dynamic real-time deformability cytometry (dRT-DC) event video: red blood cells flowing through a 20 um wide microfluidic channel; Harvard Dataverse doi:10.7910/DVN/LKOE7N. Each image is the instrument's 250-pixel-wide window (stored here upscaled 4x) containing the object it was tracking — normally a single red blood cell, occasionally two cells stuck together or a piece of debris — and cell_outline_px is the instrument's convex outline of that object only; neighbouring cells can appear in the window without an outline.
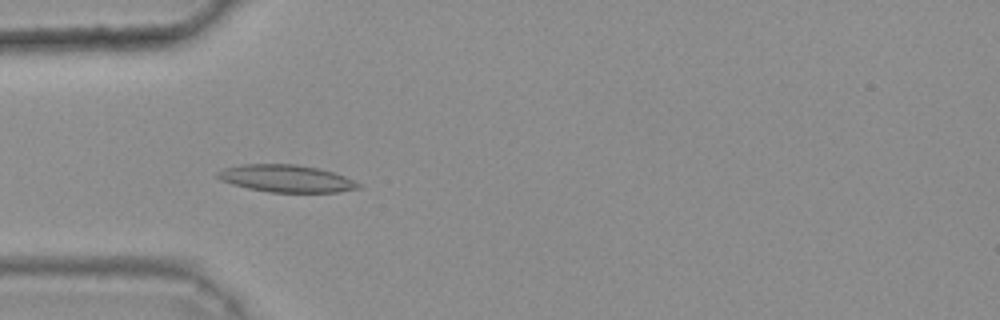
{"species": "common noctule bat (a hibernating species)", "species_latin": "Nyctalus noctula", "temperature_condition": "warm", "stored_images_in_passage": 45, "camera_frame_rate_fps": 3000, "um_per_image_px": 0.085, "animal": {"sex": "female", "body_mass_g": 25.1}, "frame": {"image": 1, "passage_image": 16, "time_ms": 5.0, "image_size_px": [1000, 320], "cell_outline_px": [[360, 188], [336, 192], [268, 192], [248, 188], [232, 184], [220, 180], [216, 176], [216, 172], [224, 168], [240, 164], [296, 164], [316, 168], [332, 172], [344, 176], [360, 184]], "centroid_in_image_um": [24.27, 15.17], "position_along_channel_um": 60.7, "area_um2": 22.25}}
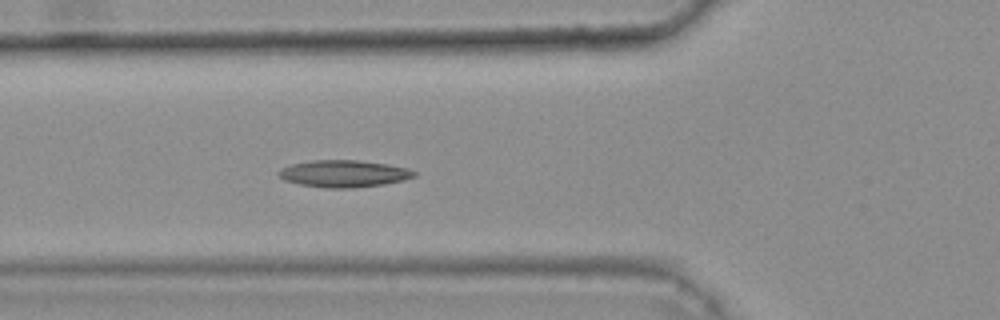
{"frame": {"image": 2, "passage_image": 19, "time_ms": 6.0, "image_size_px": [1000, 320], "cell_outline_px": [[416, 176], [404, 180], [384, 184], [352, 188], [324, 188], [300, 184], [284, 180], [276, 172], [280, 168], [292, 164], [312, 160], [356, 160], [388, 164], [408, 168], [416, 172]], "centroid_in_image_um": [29.22, 14.76], "position_along_channel_um": 96.6, "area_um2": 21.39}}
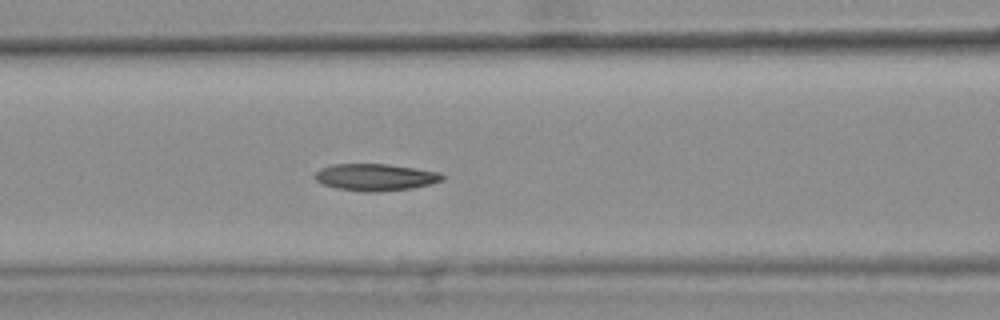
{"frame": {"image": 3, "passage_image": 22, "time_ms": 7.0, "image_size_px": [1000, 320], "cell_outline_px": [[444, 180], [412, 188], [380, 192], [364, 192], [336, 188], [324, 184], [316, 180], [312, 176], [320, 168], [332, 164], [388, 164], [416, 168], [440, 172], [444, 176]], "centroid_in_image_um": [31.9, 15.06], "position_along_channel_um": 134.7, "area_um2": 20.11}, "authors_computed_cell_mechanics": {"area_um2": 20.1144, "velocity_mm_per_s": 3.7922, "shape_relaxation_time_tau1_ms": 8.1164, "shape_relaxation_time_tau2_ms": 8.7876, "deformation_change_tau1": 0.1923, "deformation_change_tau2": 0.1597}}